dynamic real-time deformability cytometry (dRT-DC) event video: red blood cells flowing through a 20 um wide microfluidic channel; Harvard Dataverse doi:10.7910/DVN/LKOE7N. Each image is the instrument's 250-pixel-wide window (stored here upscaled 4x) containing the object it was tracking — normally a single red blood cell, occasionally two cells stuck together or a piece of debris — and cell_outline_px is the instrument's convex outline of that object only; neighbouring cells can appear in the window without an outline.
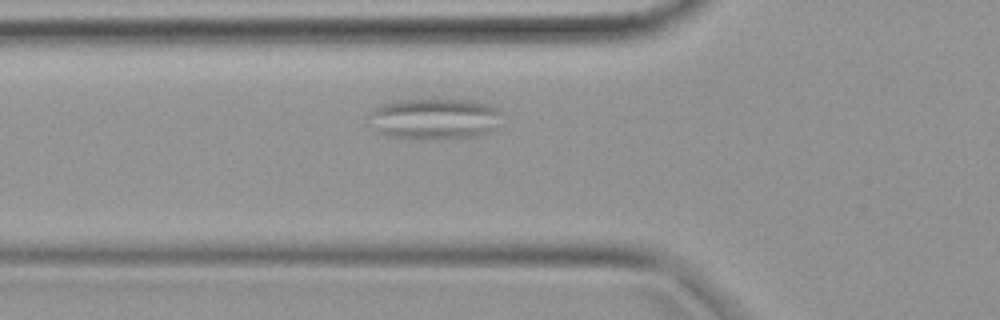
{"species": "common noctule bat (a hibernating species)", "species_latin": "Nyctalus noctula", "temperature_condition": "warm", "stored_images_in_passage": 30, "camera_frame_rate_fps": 3000, "um_per_image_px": 0.085, "animal": {"sex": "female", "body_mass_g": 19.9}, "frame": {"image": 1, "passage_image": 2, "time_ms": 0.333, "image_size_px": [1000, 320], "cell_outline_px": [[500, 112], [488, 132], [480, 136], [460, 140], [408, 140], [388, 136], [376, 132], [372, 128], [368, 116], [368, 112], [376, 104], [392, 100], [472, 100], [488, 104], [500, 108]], "centroid_in_image_um": [36.8, 10.13], "position_along_channel_um": 89.0, "area_um2": 32.89}}
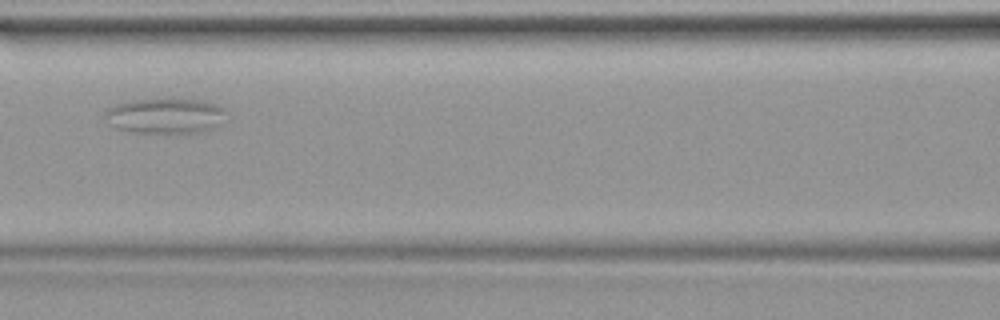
{"frame": {"image": 2, "passage_image": 6, "time_ms": 1.667, "image_size_px": [1000, 320], "cell_outline_px": [[228, 112], [212, 128], [204, 132], [132, 132], [116, 128], [108, 124], [100, 116], [104, 108], [112, 104], [128, 100], [164, 96], [192, 96], [224, 104], [228, 108]], "centroid_in_image_um": [14.02, 9.74], "position_along_channel_um": 152.6, "area_um2": 27.05}}
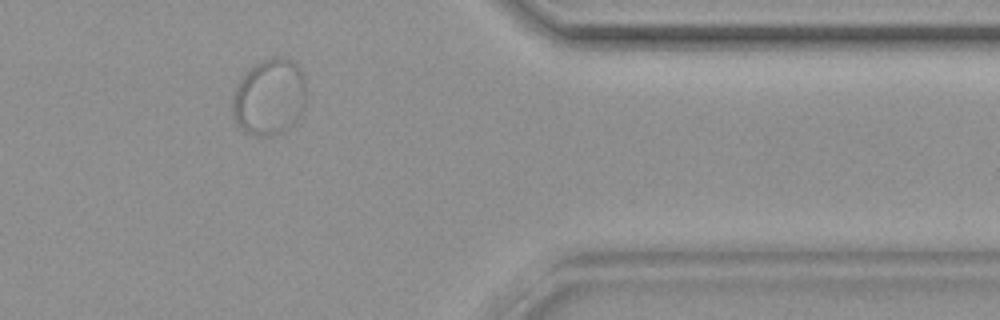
{"frame": {"image": 3, "passage_image": 22, "time_ms": 7.0, "image_size_px": [1000, 320], "cell_outline_px": [[304, 108], [300, 116], [288, 128], [280, 132], [268, 136], [256, 136], [244, 132], [236, 124], [232, 116], [232, 92], [240, 76], [248, 68], [272, 56], [284, 56], [292, 60], [300, 68], [304, 76]], "centroid_in_image_um": [22.84, 8.23], "position_along_channel_um": 388.6, "area_um2": 33.47}}